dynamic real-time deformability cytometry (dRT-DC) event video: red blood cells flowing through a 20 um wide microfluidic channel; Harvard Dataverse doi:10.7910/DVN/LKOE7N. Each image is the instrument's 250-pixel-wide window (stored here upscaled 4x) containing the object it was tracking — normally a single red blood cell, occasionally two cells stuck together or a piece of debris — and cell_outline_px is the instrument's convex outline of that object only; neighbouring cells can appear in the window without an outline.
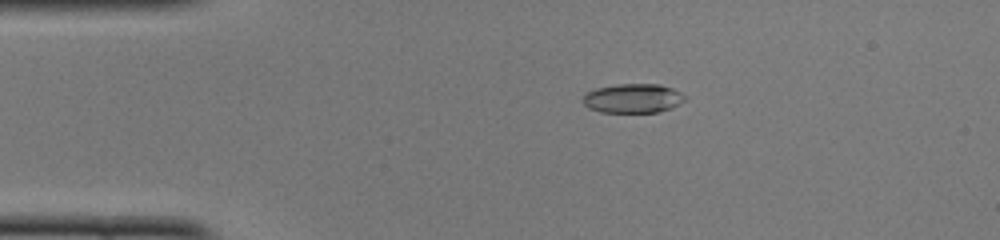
{"species": "common noctule bat (a hibernating species)", "species_latin": "Nyctalus noctula", "temperature_condition": "cold", "stored_images_in_passage": 49, "camera_frame_rate_fps": 3000, "um_per_image_px": 0.085, "animal": {"sex": "female", "body_mass_g": 22.0, "forearm_length_mm": 56.7}, "frame": {"image": 1, "passage_image": 10, "time_ms": 3.0, "image_size_px": [1000, 240], "cell_outline_px": [[688, 96], [684, 100], [672, 108], [660, 112], [600, 112], [588, 108], [580, 100], [588, 92], [596, 88], [616, 84], [660, 84], [672, 88]], "centroid_in_image_um": [53.8, 8.36], "position_along_channel_um": 31.2, "area_um2": 17.51}}
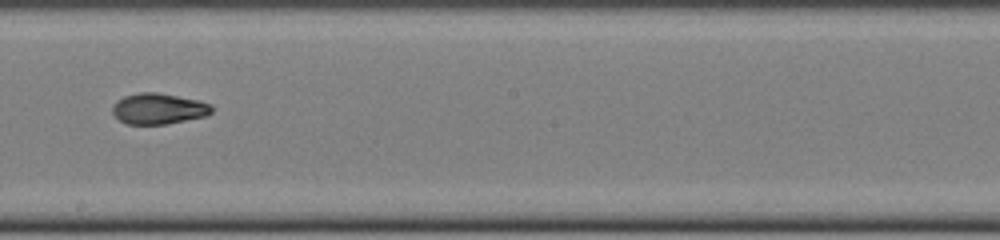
{"frame": {"image": 2, "passage_image": 28, "time_ms": 9.0, "image_size_px": [1000, 240], "cell_outline_px": [[212, 112], [204, 116], [168, 124], [124, 124], [112, 112], [112, 104], [116, 100], [124, 96], [140, 92], [156, 92], [196, 100], [212, 104]], "centroid_in_image_um": [13.43, 9.24], "position_along_channel_um": 234.8, "area_um2": 17.8}}
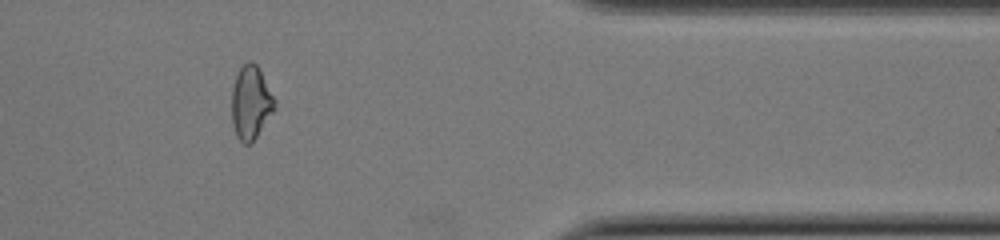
{"frame": {"image": 3, "passage_image": 41, "time_ms": 13.333, "image_size_px": [1000, 240], "cell_outline_px": [[276, 108], [256, 136], [248, 144], [244, 144], [236, 136], [232, 124], [232, 88], [236, 76], [240, 68], [248, 60], [252, 60], [256, 64], [276, 100]], "centroid_in_image_um": [21.32, 8.71], "position_along_channel_um": 390.1, "area_um2": 18.21}, "authors_computed_cell_mechanics": {"area_um2": 18.1492, "velocity_mm_per_s": 4.1181, "shape_relaxation_time_tau1_ms": 10.2774, "shape_relaxation_time_tau2_ms": 2.5625, "deformation_change_tau1": 0.2897, "deformation_change_tau2": 0.0737}}